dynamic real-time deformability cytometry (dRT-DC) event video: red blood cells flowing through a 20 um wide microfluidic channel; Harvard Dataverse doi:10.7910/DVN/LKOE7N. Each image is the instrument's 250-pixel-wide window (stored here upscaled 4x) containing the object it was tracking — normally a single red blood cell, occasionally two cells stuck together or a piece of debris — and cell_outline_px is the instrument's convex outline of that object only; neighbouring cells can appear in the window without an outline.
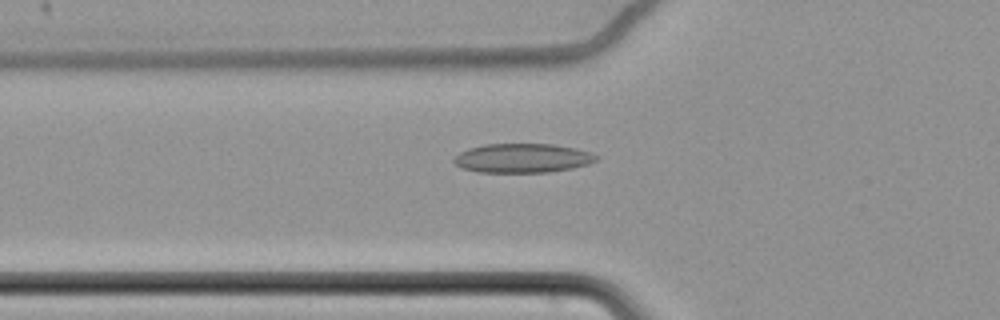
{"species": "common noctule bat (a hibernating species)", "species_latin": "Nyctalus noctula", "temperature_condition": "cold", "stored_images_in_passage": 48, "camera_frame_rate_fps": 3000, "um_per_image_px": 0.085, "animal": {"sex": "female", "body_mass_g": 22.7, "forearm_length_mm": 54.2}, "frame": {"image": 1, "passage_image": 10, "time_ms": 3.0, "image_size_px": [1000, 320], "cell_outline_px": [[600, 156], [596, 160], [588, 164], [572, 168], [548, 172], [476, 172], [464, 168], [456, 164], [452, 160], [460, 152], [468, 148], [484, 144], [552, 144], [576, 148], [592, 152]], "centroid_in_image_um": [44.44, 13.43], "position_along_channel_um": 81.4, "area_um2": 24.22}}
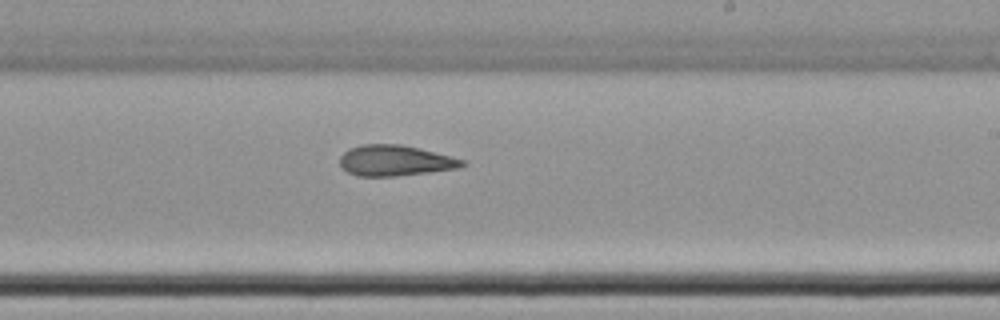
{"frame": {"image": 2, "passage_image": 25, "time_ms": 8.0, "image_size_px": [1000, 320], "cell_outline_px": [[468, 164], [460, 168], [396, 176], [356, 176], [340, 168], [340, 156], [348, 148], [360, 144], [400, 144], [420, 148], [464, 160]], "centroid_in_image_um": [33.55, 13.65], "position_along_channel_um": 255.4, "area_um2": 22.08}}
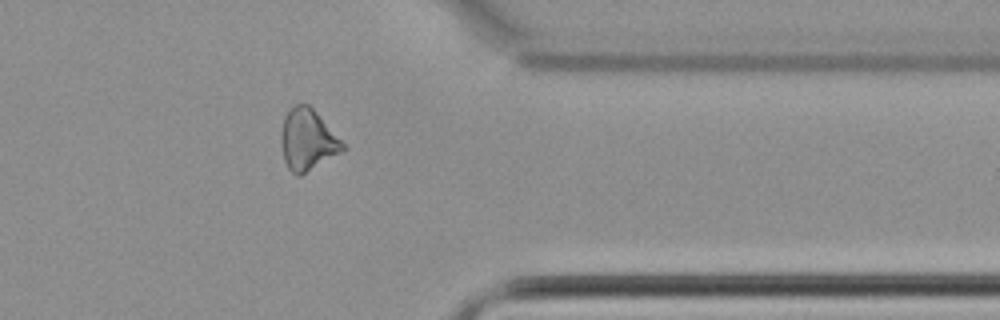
{"frame": {"image": 3, "passage_image": 37, "time_ms": 12.0, "image_size_px": [1000, 320], "cell_outline_px": [[344, 152], [300, 176], [296, 176], [288, 168], [284, 160], [280, 144], [280, 136], [284, 116], [296, 104], [308, 104], [316, 112], [344, 144]], "centroid_in_image_um": [26.12, 11.93], "position_along_channel_um": 385.3, "area_um2": 21.96}, "authors_computed_cell_mechanics": {"area_um2": 22.1952, "velocity_mm_per_s": 3.4753, "shape_relaxation_time_tau1_ms": null, "shape_relaxation_time_tau2_ms": 7.2791, "deformation_change_tau1": null, "deformation_change_tau2": 0.1535}}